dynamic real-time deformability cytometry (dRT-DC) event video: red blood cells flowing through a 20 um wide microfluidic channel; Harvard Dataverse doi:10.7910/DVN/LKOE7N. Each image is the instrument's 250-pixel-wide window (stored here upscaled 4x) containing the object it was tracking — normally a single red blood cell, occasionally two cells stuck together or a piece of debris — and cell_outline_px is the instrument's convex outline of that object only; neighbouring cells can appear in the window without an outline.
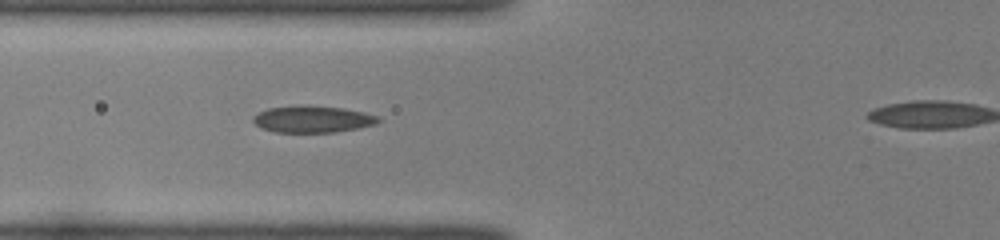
{"species": "common noctule bat (a hibernating species)", "species_latin": "Nyctalus noctula", "temperature_condition": "room temperature", "stored_images_in_passage": 35, "camera_frame_rate_fps": 3000, "um_per_image_px": 0.085, "animal": {"sex": "female", "body_mass_g": 22.0, "forearm_length_mm": 56.7}, "frame": {"image": 1, "passage_image": 8, "time_ms": 2.333, "image_size_px": [1000, 240], "cell_outline_px": [[380, 120], [376, 124], [336, 132], [272, 132], [260, 128], [252, 120], [252, 116], [268, 108], [344, 108], [364, 112], [380, 116]], "centroid_in_image_um": [26.59, 10.18], "position_along_channel_um": 99.2, "area_um2": 18.67}}
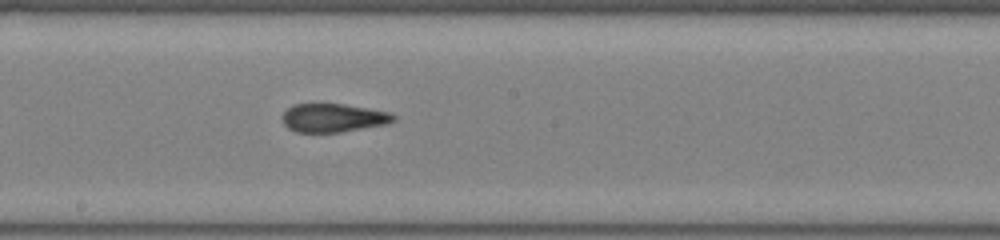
{"frame": {"image": 2, "passage_image": 17, "time_ms": 5.333, "image_size_px": [1000, 240], "cell_outline_px": [[396, 120], [384, 124], [340, 132], [296, 132], [288, 128], [284, 124], [284, 112], [292, 104], [344, 104], [368, 108], [388, 112], [396, 116]], "centroid_in_image_um": [28.32, 10.01], "position_along_channel_um": 219.9, "area_um2": 18.21}}
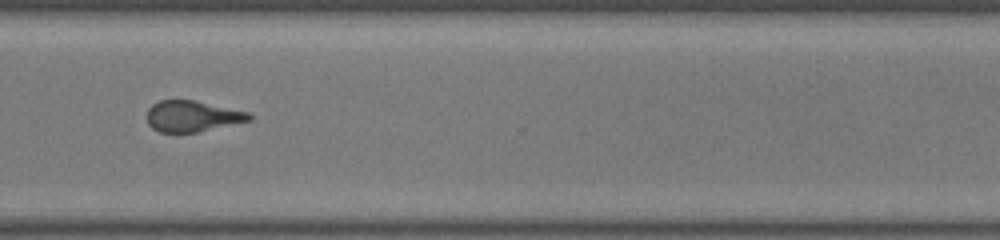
{"frame": {"image": 3, "passage_image": 27, "time_ms": 8.667, "image_size_px": [1000, 240], "cell_outline_px": [[252, 120], [196, 132], [160, 132], [152, 128], [148, 124], [148, 108], [152, 104], [160, 100], [192, 100], [252, 112]], "centroid_in_image_um": [16.37, 9.87], "position_along_channel_um": 354.2, "area_um2": 18.44}}